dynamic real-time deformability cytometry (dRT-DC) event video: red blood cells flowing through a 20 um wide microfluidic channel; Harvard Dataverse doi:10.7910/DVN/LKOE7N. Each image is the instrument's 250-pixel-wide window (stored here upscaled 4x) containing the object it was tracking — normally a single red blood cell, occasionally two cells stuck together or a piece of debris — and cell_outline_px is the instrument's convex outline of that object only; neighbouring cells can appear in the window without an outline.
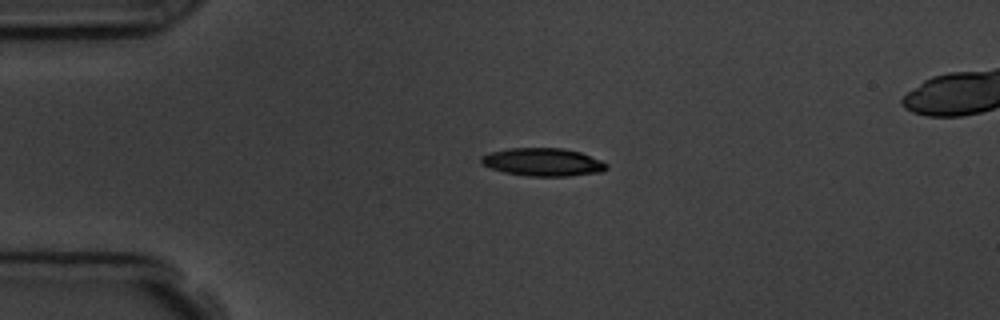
{"species": "common noctule bat (a hibernating species)", "species_latin": "Nyctalus noctula", "temperature_condition": "room temperature", "stored_images_in_passage": 2, "camera_frame_rate_fps": 3000, "um_per_image_px": 0.085, "animal": {"sex": "male", "body_mass_g": 19.5, "forearm_length_mm": 54.6}, "frame": {"image": 1, "passage_image": 2, "time_ms": 1.333, "image_size_px": [1000, 320], "cell_outline_px": [[608, 168], [604, 172], [568, 176], [528, 176], [504, 172], [480, 164], [480, 156], [492, 152], [508, 148], [564, 148], [580, 152], [600, 160], [608, 164]], "centroid_in_image_um": [46.16, 13.78], "position_along_channel_um": 38.8, "area_um2": 20.52}}